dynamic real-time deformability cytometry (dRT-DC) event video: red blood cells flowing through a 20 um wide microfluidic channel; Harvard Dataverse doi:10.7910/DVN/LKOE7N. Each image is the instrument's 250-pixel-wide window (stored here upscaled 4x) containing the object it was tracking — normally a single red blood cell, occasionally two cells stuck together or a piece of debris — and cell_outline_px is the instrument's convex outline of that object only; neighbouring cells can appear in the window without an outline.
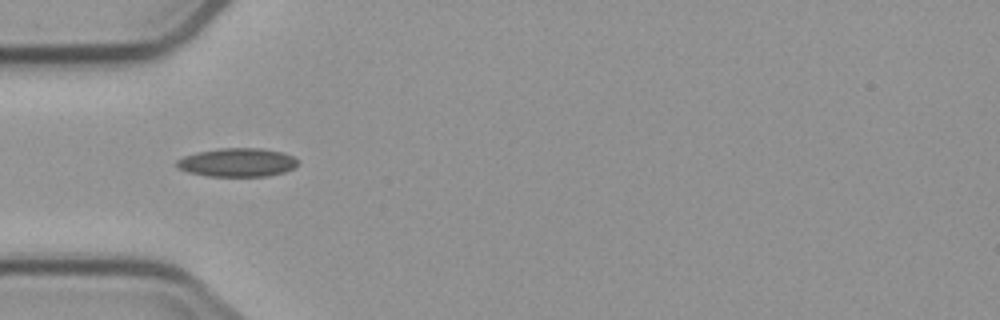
{"species": "common noctule bat (a hibernating species)", "species_latin": "Nyctalus noctula", "temperature_condition": "cold", "stored_images_in_passage": 5, "camera_frame_rate_fps": 3000, "um_per_image_px": 0.085, "animal": {"sex": "male", "body_mass_g": 23.1, "forearm_length_mm": 52.7}, "frame": {"image": 1, "passage_image": 3, "time_ms": 2.333, "image_size_px": [1000, 320], "cell_outline_px": [[296, 164], [292, 168], [284, 172], [268, 176], [208, 176], [188, 172], [176, 168], [176, 160], [184, 156], [196, 152], [220, 148], [260, 148], [284, 152], [292, 156], [296, 160]], "centroid_in_image_um": [20.12, 13.8], "position_along_channel_um": 64.9, "area_um2": 20.17}}
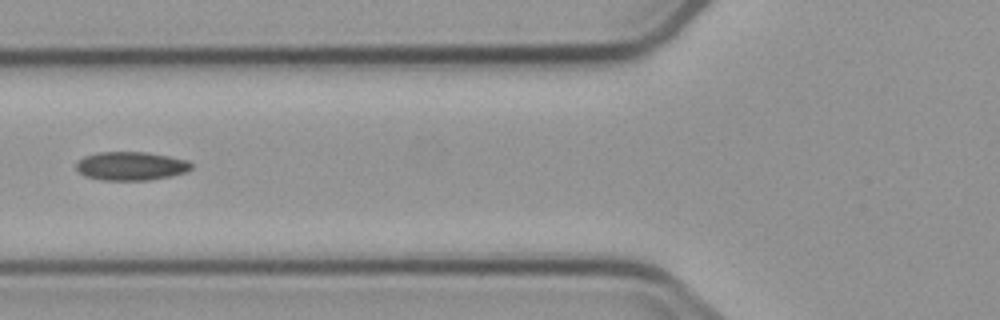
{"frame": {"image": 2, "passage_image": 4, "time_ms": 3.667, "image_size_px": [1000, 320], "cell_outline_px": [[192, 168], [184, 172], [172, 176], [148, 180], [104, 180], [84, 176], [76, 168], [76, 160], [84, 156], [100, 152], [144, 152], [168, 156], [188, 160], [192, 164]], "centroid_in_image_um": [11.11, 14.11], "position_along_channel_um": 114.7, "area_um2": 19.19}}
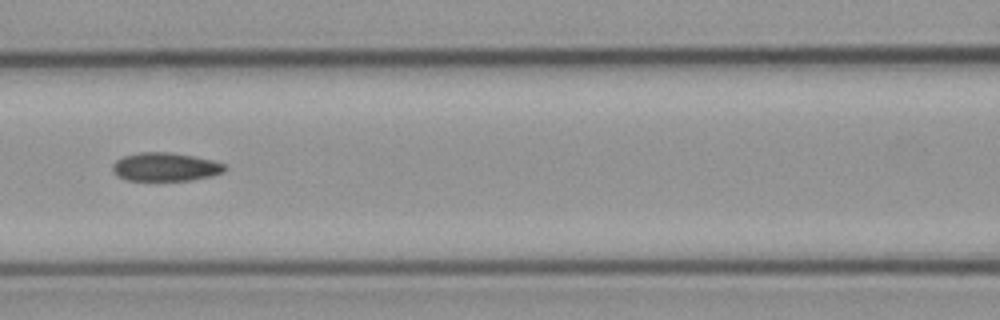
{"frame": {"image": 3, "passage_image": 5, "time_ms": 4.667, "image_size_px": [1000, 320], "cell_outline_px": [[228, 168], [224, 172], [212, 176], [188, 180], [124, 180], [116, 176], [112, 168], [112, 164], [116, 160], [124, 156], [140, 152], [172, 152], [212, 160], [224, 164]], "centroid_in_image_um": [14.04, 14.19], "position_along_channel_um": 152.6, "area_um2": 18.67}}